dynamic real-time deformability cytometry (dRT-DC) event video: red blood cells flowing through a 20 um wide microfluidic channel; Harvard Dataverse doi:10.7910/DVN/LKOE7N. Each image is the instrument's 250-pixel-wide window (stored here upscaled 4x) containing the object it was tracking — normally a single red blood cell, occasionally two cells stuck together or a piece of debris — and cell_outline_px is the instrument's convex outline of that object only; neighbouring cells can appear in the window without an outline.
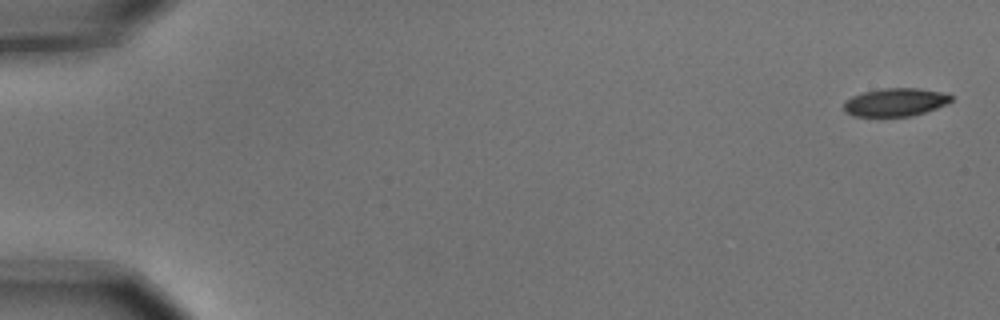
{"species": "common noctule bat (a hibernating species)", "species_latin": "Nyctalus noctula", "temperature_condition": "cold", "stored_images_in_passage": 7, "camera_frame_rate_fps": 3000, "um_per_image_px": 0.085, "animal": {"sex": "male", "body_mass_g": 15.6}, "frame": {"image": 1, "passage_image": 1, "time_ms": 0.0, "image_size_px": [1000, 320], "cell_outline_px": [[952, 100], [936, 108], [912, 116], [856, 116], [848, 112], [844, 108], [844, 100], [852, 96], [864, 92], [884, 88], [920, 88], [940, 92], [952, 96]], "centroid_in_image_um": [76.09, 8.68], "position_along_channel_um": 8.9, "area_um2": 17.28}}
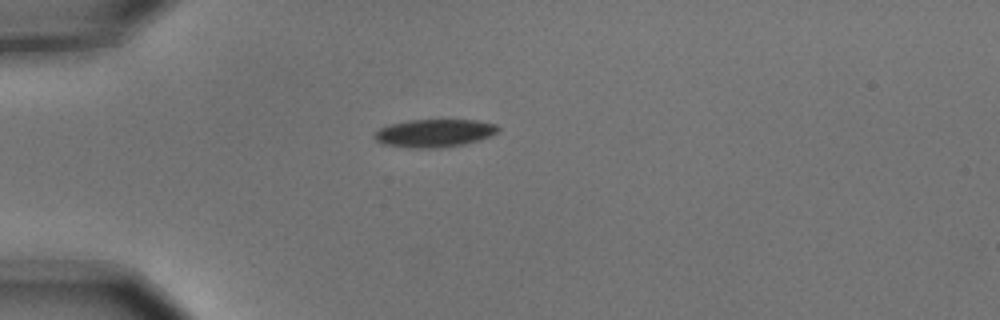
{"frame": {"image": 2, "passage_image": 5, "time_ms": 1.333, "image_size_px": [1000, 320], "cell_outline_px": [[500, 128], [496, 132], [488, 136], [464, 144], [436, 148], [416, 148], [380, 144], [372, 136], [380, 128], [392, 124], [408, 120], [476, 120], [496, 124]], "centroid_in_image_um": [36.88, 11.31], "position_along_channel_um": 48.1, "area_um2": 19.88}}
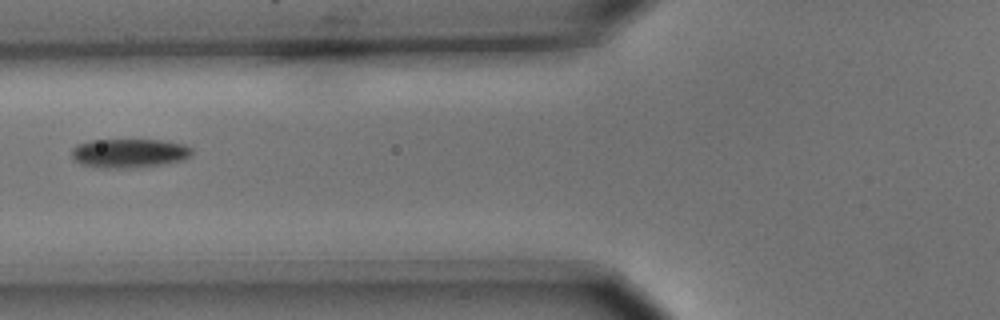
{"frame": {"image": 3, "passage_image": 7, "time_ms": 2.0, "image_size_px": [1000, 320], "cell_outline_px": [[192, 156], [184, 160], [160, 164], [132, 168], [100, 168], [80, 164], [72, 156], [72, 148], [76, 144], [92, 140], [160, 140], [184, 144], [192, 148]], "centroid_in_image_um": [10.98, 13.02], "position_along_channel_um": 114.8, "area_um2": 20.4}}